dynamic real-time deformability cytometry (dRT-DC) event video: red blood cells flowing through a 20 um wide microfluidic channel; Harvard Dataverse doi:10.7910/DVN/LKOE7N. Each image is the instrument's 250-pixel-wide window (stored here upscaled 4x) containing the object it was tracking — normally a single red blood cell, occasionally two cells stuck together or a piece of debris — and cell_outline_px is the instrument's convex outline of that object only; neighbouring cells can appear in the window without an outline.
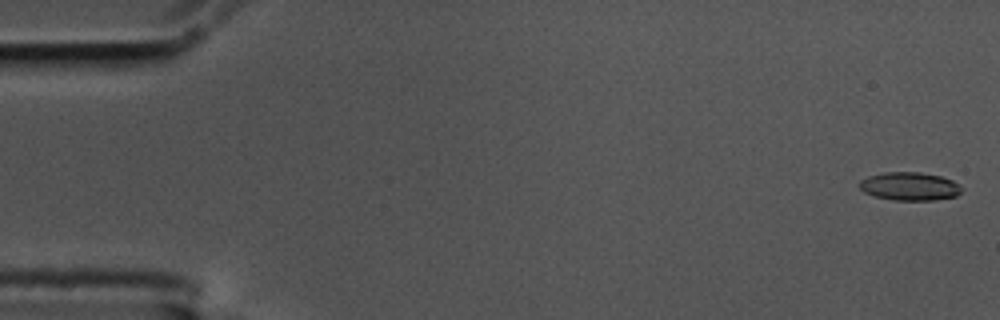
{"species": "common noctule bat (a hibernating species)", "species_latin": "Nyctalus noctula", "temperature_condition": "cold", "stored_images_in_passage": 11, "camera_frame_rate_fps": 3000, "um_per_image_px": 0.085, "animal": {"sex": "male", "body_mass_g": 17.5, "forearm_length_mm": 52.3}, "frame": {"image": 1, "passage_image": 1, "time_ms": 0.0, "image_size_px": [1000, 320], "cell_outline_px": [[964, 188], [956, 196], [936, 200], [892, 200], [876, 196], [864, 192], [856, 184], [860, 180], [868, 176], [884, 172], [920, 172], [940, 176], [952, 180], [960, 184]], "centroid_in_image_um": [77.32, 15.83], "position_along_channel_um": 7.7, "area_um2": 16.99}}
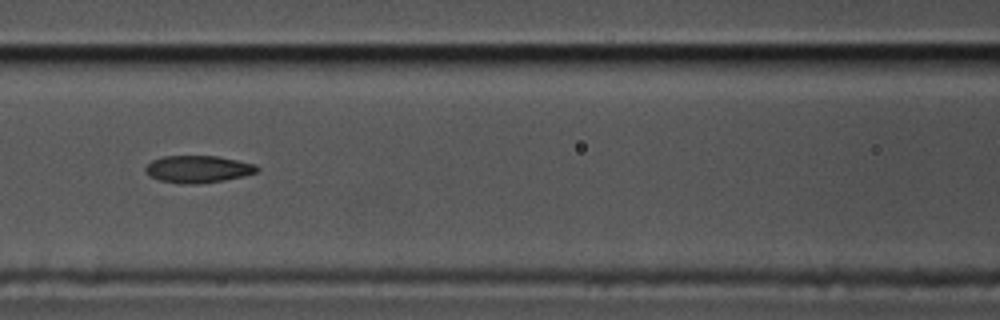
{"frame": {"image": 2, "passage_image": 7, "time_ms": 2.0, "image_size_px": [1000, 320], "cell_outline_px": [[260, 168], [256, 172], [244, 176], [224, 180], [196, 184], [180, 184], [160, 180], [152, 176], [144, 168], [152, 160], [164, 156], [216, 156], [256, 164]], "centroid_in_image_um": [16.86, 14.37], "position_along_channel_um": 149.7, "area_um2": 17.51}}
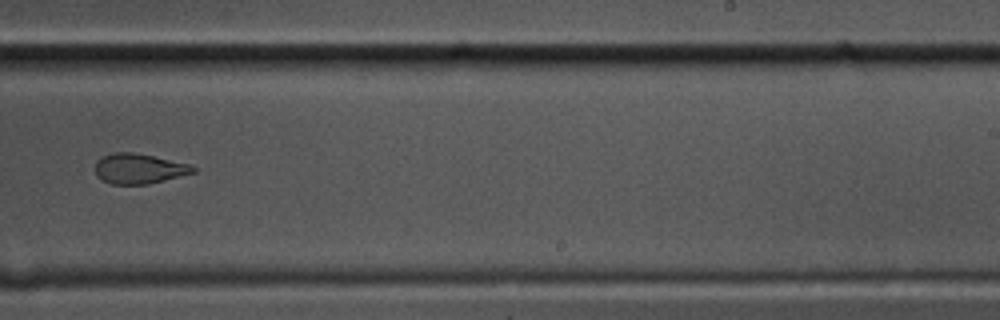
{"frame": {"image": 3, "passage_image": 10, "time_ms": 3.0, "image_size_px": [1000, 320], "cell_outline_px": [[196, 172], [148, 184], [112, 184], [96, 176], [96, 160], [100, 156], [112, 152], [132, 152], [152, 156], [188, 164], [196, 168]], "centroid_in_image_um": [11.77, 14.33], "position_along_channel_um": 277.2, "area_um2": 17.05}}